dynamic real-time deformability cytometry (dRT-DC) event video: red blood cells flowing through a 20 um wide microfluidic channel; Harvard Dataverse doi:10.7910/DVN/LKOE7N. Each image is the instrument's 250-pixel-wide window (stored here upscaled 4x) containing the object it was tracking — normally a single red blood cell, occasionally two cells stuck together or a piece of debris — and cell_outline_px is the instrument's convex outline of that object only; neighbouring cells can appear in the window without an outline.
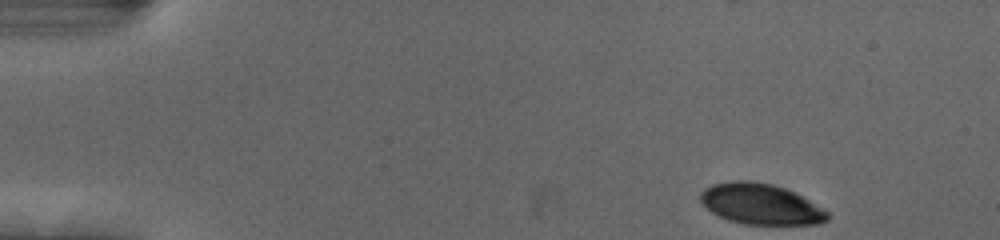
{"species": "human", "species_latin": "Homo sapiens", "temperature_condition": "cold", "stored_images_in_passage": 50, "camera_frame_rate_fps": 3000, "um_per_image_px": 0.085, "donor": {"sex": "female"}, "frame": {"image": 1, "passage_image": 1, "time_ms": 0.0, "image_size_px": [1000, 240], "cell_outline_px": [[828, 220], [820, 224], [744, 224], [728, 220], [712, 212], [700, 200], [700, 192], [704, 188], [712, 184], [732, 180], [748, 180], [772, 184], [784, 188], [804, 196], [828, 212]], "centroid_in_image_um": [64.66, 17.33], "position_along_channel_um": 20.3, "area_um2": 30.17}}
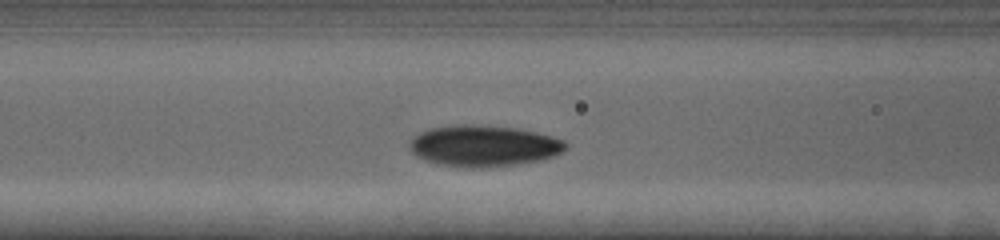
{"frame": {"image": 2, "passage_image": 18, "time_ms": 5.667, "image_size_px": [1000, 240], "cell_outline_px": [[568, 148], [552, 156], [540, 160], [516, 164], [484, 168], [436, 164], [424, 160], [416, 156], [408, 148], [408, 144], [420, 132], [432, 128], [456, 124], [464, 124], [516, 128], [536, 132], [552, 136], [564, 140], [568, 144]], "centroid_in_image_um": [41.11, 12.4], "position_along_channel_um": 125.5, "area_um2": 37.34}}
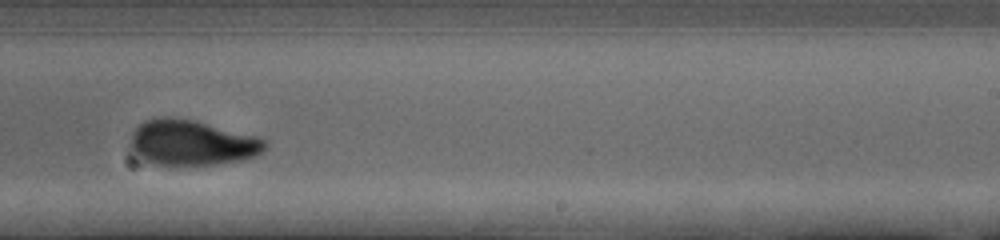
{"frame": {"image": 3, "passage_image": 30, "time_ms": 9.667, "image_size_px": [1000, 240], "cell_outline_px": [[268, 144], [256, 156], [244, 160], [212, 164], [152, 164], [144, 160], [128, 144], [132, 132], [144, 120], [164, 116], [196, 120], [256, 136], [268, 140]], "centroid_in_image_um": [16.32, 12.11], "position_along_channel_um": 272.7, "area_um2": 35.49}, "authors_computed_cell_mechanics": {"area_um2": 34.969, "velocity_mm_per_s": 3.6993, "shape_relaxation_time_tau1_ms": 3.3497, "shape_relaxation_time_tau2_ms": 1.6618, "deformation_change_tau1": 0.1418, "deformation_change_tau2": 0.0584}}